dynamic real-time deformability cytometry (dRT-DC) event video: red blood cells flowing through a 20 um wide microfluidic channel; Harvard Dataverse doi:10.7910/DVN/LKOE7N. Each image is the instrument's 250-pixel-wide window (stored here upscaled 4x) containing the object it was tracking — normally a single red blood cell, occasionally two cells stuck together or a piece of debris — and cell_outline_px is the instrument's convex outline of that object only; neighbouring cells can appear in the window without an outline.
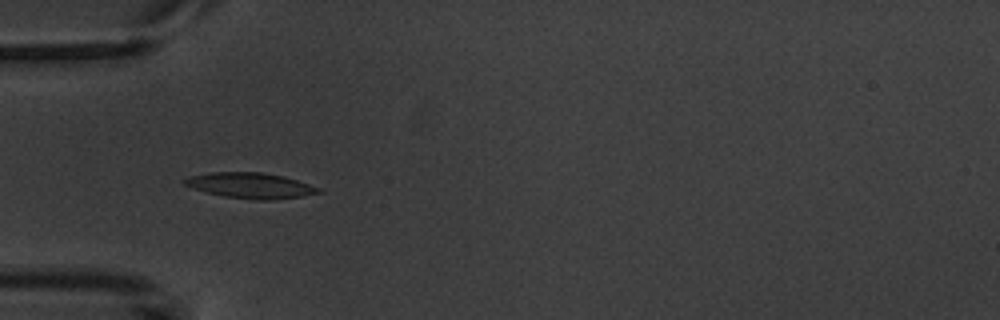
{"species": "common noctule bat (a hibernating species)", "species_latin": "Nyctalus noctula", "temperature_condition": "warm", "stored_images_in_passage": 4, "camera_frame_rate_fps": 3000, "um_per_image_px": 0.085, "animal": {"sex": "male", "body_mass_g": 20.1, "forearm_length_mm": 53.5}, "frame": {"image": 1, "passage_image": 3, "time_ms": 5.0, "image_size_px": [1000, 320], "cell_outline_px": [[324, 192], [300, 196], [268, 200], [256, 200], [224, 196], [192, 188], [184, 184], [184, 180], [188, 176], [212, 172], [260, 172], [284, 176], [320, 188]], "centroid_in_image_um": [21.28, 15.76], "position_along_channel_um": 63.7, "area_um2": 19.71}}